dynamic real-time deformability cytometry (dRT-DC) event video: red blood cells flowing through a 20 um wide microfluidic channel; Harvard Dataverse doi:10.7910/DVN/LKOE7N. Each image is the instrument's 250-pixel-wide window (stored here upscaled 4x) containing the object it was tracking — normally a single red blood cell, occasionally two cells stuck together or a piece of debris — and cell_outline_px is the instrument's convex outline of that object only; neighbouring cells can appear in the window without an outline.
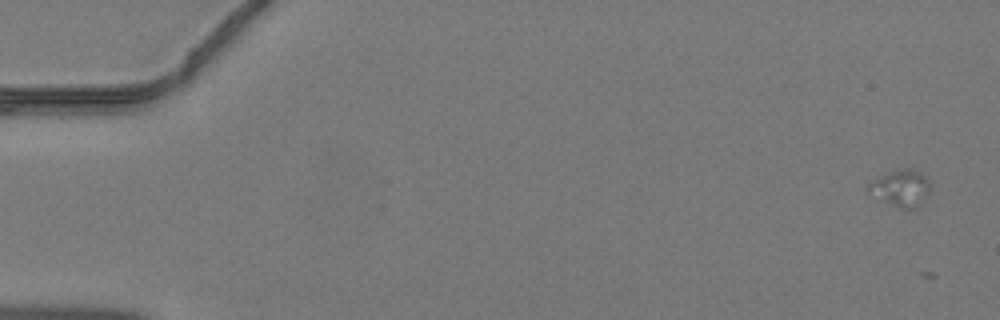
{"species": "common noctule bat (a hibernating species)", "species_latin": "Nyctalus noctula", "temperature_condition": "warm", "stored_images_in_passage": 14, "segment_of_instrument_passage": [1, 2], "camera_frame_rate_fps": 3000, "um_per_image_px": 0.085, "animal": {"sex": "male", "body_mass_g": 19.2, "forearm_length_mm": 51.8}, "frame": {"image": 1, "passage_image": 1, "time_ms": 0.0, "image_size_px": [1000, 320], "cell_outline_px": [[932, 184], [920, 204], [916, 208], [908, 212], [868, 192], [868, 184], [872, 180], [888, 172], [900, 168], [912, 168], [920, 172]], "centroid_in_image_um": [76.59, 15.98], "position_along_channel_um": 8.4, "area_um2": 13.12}}
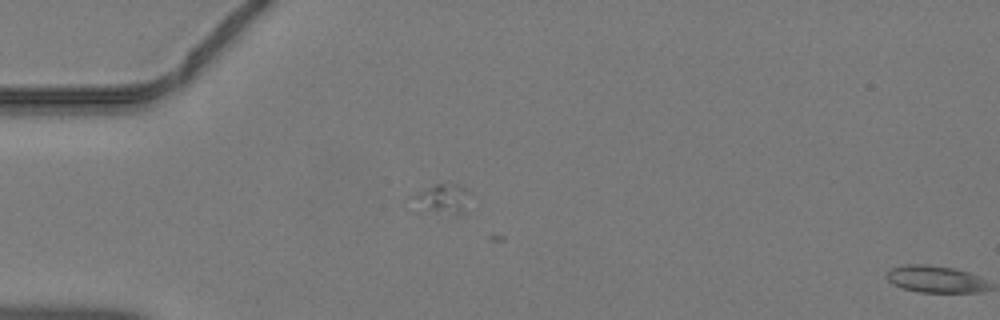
{"frame": {"image": 2, "passage_image": 13, "time_ms": 4.0, "image_size_px": [1000, 320], "cell_outline_px": [[468, 192], [460, 212], [456, 216], [420, 212], [408, 196], [436, 184], [460, 184]], "centroid_in_image_um": [37.44, 16.94], "position_along_channel_um": 47.6, "area_um2": 10.0}}